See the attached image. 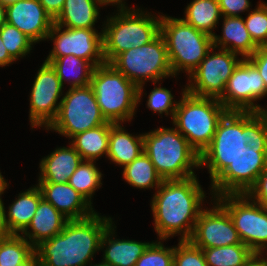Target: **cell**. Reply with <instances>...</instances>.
Segmentation results:
<instances>
[{"instance_id":"obj_1","label":"cell","mask_w":267,"mask_h":266,"mask_svg":"<svg viewBox=\"0 0 267 266\" xmlns=\"http://www.w3.org/2000/svg\"><path fill=\"white\" fill-rule=\"evenodd\" d=\"M183 90L172 119L175 128L209 165L227 174L251 133L218 99Z\"/></svg>"},{"instance_id":"obj_2","label":"cell","mask_w":267,"mask_h":266,"mask_svg":"<svg viewBox=\"0 0 267 266\" xmlns=\"http://www.w3.org/2000/svg\"><path fill=\"white\" fill-rule=\"evenodd\" d=\"M156 192L151 209L159 239L166 240L178 233L181 241L189 240L205 199L196 175L187 179L163 180Z\"/></svg>"},{"instance_id":"obj_3","label":"cell","mask_w":267,"mask_h":266,"mask_svg":"<svg viewBox=\"0 0 267 266\" xmlns=\"http://www.w3.org/2000/svg\"><path fill=\"white\" fill-rule=\"evenodd\" d=\"M112 223L111 217L98 213L81 220H69L63 230L35 247L40 266H86L96 251L101 238Z\"/></svg>"},{"instance_id":"obj_4","label":"cell","mask_w":267,"mask_h":266,"mask_svg":"<svg viewBox=\"0 0 267 266\" xmlns=\"http://www.w3.org/2000/svg\"><path fill=\"white\" fill-rule=\"evenodd\" d=\"M207 168L212 182V194L228 211L242 243L255 254H263L262 251L267 249V208L251 202L224 171L212 165Z\"/></svg>"},{"instance_id":"obj_5","label":"cell","mask_w":267,"mask_h":266,"mask_svg":"<svg viewBox=\"0 0 267 266\" xmlns=\"http://www.w3.org/2000/svg\"><path fill=\"white\" fill-rule=\"evenodd\" d=\"M264 96V80L246 58L235 68L218 100L250 133H267V110L253 103Z\"/></svg>"},{"instance_id":"obj_6","label":"cell","mask_w":267,"mask_h":266,"mask_svg":"<svg viewBox=\"0 0 267 266\" xmlns=\"http://www.w3.org/2000/svg\"><path fill=\"white\" fill-rule=\"evenodd\" d=\"M143 151L163 180L187 179L195 176L193 168L209 166L176 128L143 134Z\"/></svg>"},{"instance_id":"obj_7","label":"cell","mask_w":267,"mask_h":266,"mask_svg":"<svg viewBox=\"0 0 267 266\" xmlns=\"http://www.w3.org/2000/svg\"><path fill=\"white\" fill-rule=\"evenodd\" d=\"M119 12L108 18L103 33V54L106 63L117 55L150 43L160 34L161 16L149 15L138 9L119 6ZM152 16V17H151Z\"/></svg>"},{"instance_id":"obj_8","label":"cell","mask_w":267,"mask_h":266,"mask_svg":"<svg viewBox=\"0 0 267 266\" xmlns=\"http://www.w3.org/2000/svg\"><path fill=\"white\" fill-rule=\"evenodd\" d=\"M101 113L107 122L131 121L138 102V87L110 63L94 68L91 82Z\"/></svg>"},{"instance_id":"obj_9","label":"cell","mask_w":267,"mask_h":266,"mask_svg":"<svg viewBox=\"0 0 267 266\" xmlns=\"http://www.w3.org/2000/svg\"><path fill=\"white\" fill-rule=\"evenodd\" d=\"M160 34L165 40L174 77L183 70L190 75L213 47V37L182 18L161 15Z\"/></svg>"},{"instance_id":"obj_10","label":"cell","mask_w":267,"mask_h":266,"mask_svg":"<svg viewBox=\"0 0 267 266\" xmlns=\"http://www.w3.org/2000/svg\"><path fill=\"white\" fill-rule=\"evenodd\" d=\"M227 177L251 201L267 208V133H251L244 140Z\"/></svg>"},{"instance_id":"obj_11","label":"cell","mask_w":267,"mask_h":266,"mask_svg":"<svg viewBox=\"0 0 267 266\" xmlns=\"http://www.w3.org/2000/svg\"><path fill=\"white\" fill-rule=\"evenodd\" d=\"M110 64L138 87V102L146 81L156 84L165 77L174 76L161 34L148 44L122 52Z\"/></svg>"},{"instance_id":"obj_12","label":"cell","mask_w":267,"mask_h":266,"mask_svg":"<svg viewBox=\"0 0 267 266\" xmlns=\"http://www.w3.org/2000/svg\"><path fill=\"white\" fill-rule=\"evenodd\" d=\"M55 119L46 129L69 137L107 123L91 85L69 88Z\"/></svg>"},{"instance_id":"obj_13","label":"cell","mask_w":267,"mask_h":266,"mask_svg":"<svg viewBox=\"0 0 267 266\" xmlns=\"http://www.w3.org/2000/svg\"><path fill=\"white\" fill-rule=\"evenodd\" d=\"M214 50L215 46L209 50L206 57L189 75L190 82L187 87L185 86L187 92L195 96L216 99L223 95L228 79L242 58L239 60L238 54L226 49L220 48L217 53L213 52Z\"/></svg>"},{"instance_id":"obj_14","label":"cell","mask_w":267,"mask_h":266,"mask_svg":"<svg viewBox=\"0 0 267 266\" xmlns=\"http://www.w3.org/2000/svg\"><path fill=\"white\" fill-rule=\"evenodd\" d=\"M63 28L53 24L47 39L54 40V47L46 63L70 54L91 62L95 67L106 63L103 54V33L96 29ZM62 30V31H61Z\"/></svg>"},{"instance_id":"obj_15","label":"cell","mask_w":267,"mask_h":266,"mask_svg":"<svg viewBox=\"0 0 267 266\" xmlns=\"http://www.w3.org/2000/svg\"><path fill=\"white\" fill-rule=\"evenodd\" d=\"M62 88L56 70L44 61L30 93L29 119L33 128L37 126L47 128L55 119L61 104L58 99L63 95Z\"/></svg>"},{"instance_id":"obj_16","label":"cell","mask_w":267,"mask_h":266,"mask_svg":"<svg viewBox=\"0 0 267 266\" xmlns=\"http://www.w3.org/2000/svg\"><path fill=\"white\" fill-rule=\"evenodd\" d=\"M215 202L199 214L189 241L201 249L243 244L228 211Z\"/></svg>"},{"instance_id":"obj_17","label":"cell","mask_w":267,"mask_h":266,"mask_svg":"<svg viewBox=\"0 0 267 266\" xmlns=\"http://www.w3.org/2000/svg\"><path fill=\"white\" fill-rule=\"evenodd\" d=\"M6 22L14 25L34 43L46 40L54 20L38 0H19L6 6Z\"/></svg>"},{"instance_id":"obj_18","label":"cell","mask_w":267,"mask_h":266,"mask_svg":"<svg viewBox=\"0 0 267 266\" xmlns=\"http://www.w3.org/2000/svg\"><path fill=\"white\" fill-rule=\"evenodd\" d=\"M42 198L51 203L69 220H81L92 216V205L68 182L38 183Z\"/></svg>"},{"instance_id":"obj_19","label":"cell","mask_w":267,"mask_h":266,"mask_svg":"<svg viewBox=\"0 0 267 266\" xmlns=\"http://www.w3.org/2000/svg\"><path fill=\"white\" fill-rule=\"evenodd\" d=\"M68 221L69 219L61 214L51 203L41 198L30 224L22 232L21 236L26 240L29 239L28 242L35 248L42 241L59 234ZM29 228H31L30 232L28 231Z\"/></svg>"},{"instance_id":"obj_20","label":"cell","mask_w":267,"mask_h":266,"mask_svg":"<svg viewBox=\"0 0 267 266\" xmlns=\"http://www.w3.org/2000/svg\"><path fill=\"white\" fill-rule=\"evenodd\" d=\"M82 161L72 145L59 147L41 160L38 183H66Z\"/></svg>"},{"instance_id":"obj_21","label":"cell","mask_w":267,"mask_h":266,"mask_svg":"<svg viewBox=\"0 0 267 266\" xmlns=\"http://www.w3.org/2000/svg\"><path fill=\"white\" fill-rule=\"evenodd\" d=\"M222 36H213V46L221 47L243 59L249 58L258 46L253 42L242 16H223Z\"/></svg>"},{"instance_id":"obj_22","label":"cell","mask_w":267,"mask_h":266,"mask_svg":"<svg viewBox=\"0 0 267 266\" xmlns=\"http://www.w3.org/2000/svg\"><path fill=\"white\" fill-rule=\"evenodd\" d=\"M112 224L108 226L101 238L100 249H104L107 246L106 250H104V260L102 262L112 266H135L137 260L144 253L150 242L125 239L115 240L113 237L115 226ZM111 235L113 237L112 239H110Z\"/></svg>"},{"instance_id":"obj_23","label":"cell","mask_w":267,"mask_h":266,"mask_svg":"<svg viewBox=\"0 0 267 266\" xmlns=\"http://www.w3.org/2000/svg\"><path fill=\"white\" fill-rule=\"evenodd\" d=\"M99 5H107L103 0H65L54 24L66 28L95 29L99 16Z\"/></svg>"},{"instance_id":"obj_24","label":"cell","mask_w":267,"mask_h":266,"mask_svg":"<svg viewBox=\"0 0 267 266\" xmlns=\"http://www.w3.org/2000/svg\"><path fill=\"white\" fill-rule=\"evenodd\" d=\"M143 152V134L132 136L126 132L121 123L110 128L107 157L114 163L124 167Z\"/></svg>"},{"instance_id":"obj_25","label":"cell","mask_w":267,"mask_h":266,"mask_svg":"<svg viewBox=\"0 0 267 266\" xmlns=\"http://www.w3.org/2000/svg\"><path fill=\"white\" fill-rule=\"evenodd\" d=\"M42 198L39 187L33 186L19 193L18 198L9 206L6 224L12 234L20 235L30 224Z\"/></svg>"},{"instance_id":"obj_26","label":"cell","mask_w":267,"mask_h":266,"mask_svg":"<svg viewBox=\"0 0 267 266\" xmlns=\"http://www.w3.org/2000/svg\"><path fill=\"white\" fill-rule=\"evenodd\" d=\"M114 123L107 122L104 125L78 133L71 139L74 149L83 160L96 161L104 154H108L110 128Z\"/></svg>"},{"instance_id":"obj_27","label":"cell","mask_w":267,"mask_h":266,"mask_svg":"<svg viewBox=\"0 0 267 266\" xmlns=\"http://www.w3.org/2000/svg\"><path fill=\"white\" fill-rule=\"evenodd\" d=\"M186 23L195 29L213 37V29L216 28L222 17L218 0H193L185 9Z\"/></svg>"},{"instance_id":"obj_28","label":"cell","mask_w":267,"mask_h":266,"mask_svg":"<svg viewBox=\"0 0 267 266\" xmlns=\"http://www.w3.org/2000/svg\"><path fill=\"white\" fill-rule=\"evenodd\" d=\"M50 64L56 70L62 86H64V81L66 80L71 83L70 88L89 85L95 68L91 62L85 61L72 54L56 58ZM68 72H70L69 74H72V76L74 75L72 81H70L71 79L69 78L67 79L66 73Z\"/></svg>"},{"instance_id":"obj_29","label":"cell","mask_w":267,"mask_h":266,"mask_svg":"<svg viewBox=\"0 0 267 266\" xmlns=\"http://www.w3.org/2000/svg\"><path fill=\"white\" fill-rule=\"evenodd\" d=\"M122 175L128 184L139 189H150L154 186L158 189L163 182L162 177L157 173L155 166L144 151L131 163L124 166Z\"/></svg>"},{"instance_id":"obj_30","label":"cell","mask_w":267,"mask_h":266,"mask_svg":"<svg viewBox=\"0 0 267 266\" xmlns=\"http://www.w3.org/2000/svg\"><path fill=\"white\" fill-rule=\"evenodd\" d=\"M208 266H246L254 252L244 244L202 249Z\"/></svg>"},{"instance_id":"obj_31","label":"cell","mask_w":267,"mask_h":266,"mask_svg":"<svg viewBox=\"0 0 267 266\" xmlns=\"http://www.w3.org/2000/svg\"><path fill=\"white\" fill-rule=\"evenodd\" d=\"M94 163L95 161L83 160L68 180V183L91 205L92 195L102 184V174Z\"/></svg>"},{"instance_id":"obj_32","label":"cell","mask_w":267,"mask_h":266,"mask_svg":"<svg viewBox=\"0 0 267 266\" xmlns=\"http://www.w3.org/2000/svg\"><path fill=\"white\" fill-rule=\"evenodd\" d=\"M35 248L21 235L12 234L0 242V266H19L33 254Z\"/></svg>"},{"instance_id":"obj_33","label":"cell","mask_w":267,"mask_h":266,"mask_svg":"<svg viewBox=\"0 0 267 266\" xmlns=\"http://www.w3.org/2000/svg\"><path fill=\"white\" fill-rule=\"evenodd\" d=\"M0 36L9 55L17 60L32 50L33 41L14 25L5 23L0 28Z\"/></svg>"},{"instance_id":"obj_34","label":"cell","mask_w":267,"mask_h":266,"mask_svg":"<svg viewBox=\"0 0 267 266\" xmlns=\"http://www.w3.org/2000/svg\"><path fill=\"white\" fill-rule=\"evenodd\" d=\"M244 22L253 42L258 47L267 46V4L260 2Z\"/></svg>"},{"instance_id":"obj_35","label":"cell","mask_w":267,"mask_h":266,"mask_svg":"<svg viewBox=\"0 0 267 266\" xmlns=\"http://www.w3.org/2000/svg\"><path fill=\"white\" fill-rule=\"evenodd\" d=\"M174 247L165 248L161 241L151 242L135 266H173Z\"/></svg>"},{"instance_id":"obj_36","label":"cell","mask_w":267,"mask_h":266,"mask_svg":"<svg viewBox=\"0 0 267 266\" xmlns=\"http://www.w3.org/2000/svg\"><path fill=\"white\" fill-rule=\"evenodd\" d=\"M173 266H208L201 248L194 246L189 240H180L174 247Z\"/></svg>"},{"instance_id":"obj_37","label":"cell","mask_w":267,"mask_h":266,"mask_svg":"<svg viewBox=\"0 0 267 266\" xmlns=\"http://www.w3.org/2000/svg\"><path fill=\"white\" fill-rule=\"evenodd\" d=\"M173 97L174 96L171 94L170 90L160 86L154 87L148 96L147 107L153 110L154 113L158 112L160 114H170L173 119L178 103L177 101L175 102V100L173 101Z\"/></svg>"},{"instance_id":"obj_38","label":"cell","mask_w":267,"mask_h":266,"mask_svg":"<svg viewBox=\"0 0 267 266\" xmlns=\"http://www.w3.org/2000/svg\"><path fill=\"white\" fill-rule=\"evenodd\" d=\"M222 16H238L240 12L249 11V0H218Z\"/></svg>"},{"instance_id":"obj_39","label":"cell","mask_w":267,"mask_h":266,"mask_svg":"<svg viewBox=\"0 0 267 266\" xmlns=\"http://www.w3.org/2000/svg\"><path fill=\"white\" fill-rule=\"evenodd\" d=\"M259 71L264 80L265 96L267 94V46L258 49L247 58Z\"/></svg>"},{"instance_id":"obj_40","label":"cell","mask_w":267,"mask_h":266,"mask_svg":"<svg viewBox=\"0 0 267 266\" xmlns=\"http://www.w3.org/2000/svg\"><path fill=\"white\" fill-rule=\"evenodd\" d=\"M45 11L53 18L60 14L65 0H38Z\"/></svg>"},{"instance_id":"obj_41","label":"cell","mask_w":267,"mask_h":266,"mask_svg":"<svg viewBox=\"0 0 267 266\" xmlns=\"http://www.w3.org/2000/svg\"><path fill=\"white\" fill-rule=\"evenodd\" d=\"M5 206L3 202H0V242L9 238L12 233L9 231L5 220Z\"/></svg>"},{"instance_id":"obj_42","label":"cell","mask_w":267,"mask_h":266,"mask_svg":"<svg viewBox=\"0 0 267 266\" xmlns=\"http://www.w3.org/2000/svg\"><path fill=\"white\" fill-rule=\"evenodd\" d=\"M15 60L9 55L7 49L5 48L3 41L0 36V67L8 66Z\"/></svg>"},{"instance_id":"obj_43","label":"cell","mask_w":267,"mask_h":266,"mask_svg":"<svg viewBox=\"0 0 267 266\" xmlns=\"http://www.w3.org/2000/svg\"><path fill=\"white\" fill-rule=\"evenodd\" d=\"M246 266H267V263L263 259L262 253H259V254H254V256L248 261Z\"/></svg>"},{"instance_id":"obj_44","label":"cell","mask_w":267,"mask_h":266,"mask_svg":"<svg viewBox=\"0 0 267 266\" xmlns=\"http://www.w3.org/2000/svg\"><path fill=\"white\" fill-rule=\"evenodd\" d=\"M19 266H40L36 253H34L25 263Z\"/></svg>"},{"instance_id":"obj_45","label":"cell","mask_w":267,"mask_h":266,"mask_svg":"<svg viewBox=\"0 0 267 266\" xmlns=\"http://www.w3.org/2000/svg\"><path fill=\"white\" fill-rule=\"evenodd\" d=\"M6 23V6L0 3V28Z\"/></svg>"},{"instance_id":"obj_46","label":"cell","mask_w":267,"mask_h":266,"mask_svg":"<svg viewBox=\"0 0 267 266\" xmlns=\"http://www.w3.org/2000/svg\"><path fill=\"white\" fill-rule=\"evenodd\" d=\"M7 186H8V184L4 180V178H3V176L1 175V172H0V202H2L1 194H3V192L5 191Z\"/></svg>"},{"instance_id":"obj_47","label":"cell","mask_w":267,"mask_h":266,"mask_svg":"<svg viewBox=\"0 0 267 266\" xmlns=\"http://www.w3.org/2000/svg\"><path fill=\"white\" fill-rule=\"evenodd\" d=\"M106 4H115L119 6H125V4L123 3V0H103Z\"/></svg>"},{"instance_id":"obj_48","label":"cell","mask_w":267,"mask_h":266,"mask_svg":"<svg viewBox=\"0 0 267 266\" xmlns=\"http://www.w3.org/2000/svg\"><path fill=\"white\" fill-rule=\"evenodd\" d=\"M19 0H0V3L4 6H8L10 4L16 3Z\"/></svg>"},{"instance_id":"obj_49","label":"cell","mask_w":267,"mask_h":266,"mask_svg":"<svg viewBox=\"0 0 267 266\" xmlns=\"http://www.w3.org/2000/svg\"><path fill=\"white\" fill-rule=\"evenodd\" d=\"M90 266H112V265H110V264H106V263H104V262H101V263H98V264H89Z\"/></svg>"}]
</instances>
